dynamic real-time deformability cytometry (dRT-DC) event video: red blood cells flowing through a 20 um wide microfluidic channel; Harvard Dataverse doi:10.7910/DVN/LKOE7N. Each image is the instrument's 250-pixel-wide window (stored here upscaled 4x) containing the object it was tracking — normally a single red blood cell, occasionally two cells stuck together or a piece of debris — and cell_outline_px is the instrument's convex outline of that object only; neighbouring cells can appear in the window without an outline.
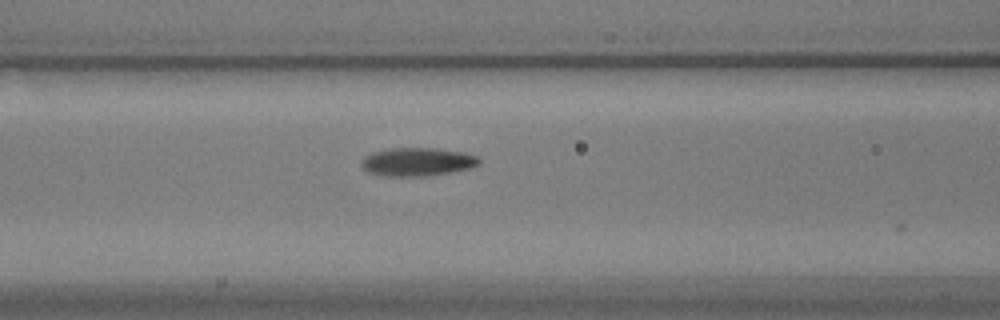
{"species": "common noctule bat (a hibernating species)", "species_latin": "Nyctalus noctula", "temperature_condition": "warm", "stored_images_in_passage": 8, "camera_frame_rate_fps": 3000, "um_per_image_px": 0.085, "animal": {"sex": "male", "body_mass_g": 17.9}, "frame": {"image": 1, "passage_image": 4, "time_ms": 1.0, "image_size_px": [1000, 320], "cell_outline_px": [[480, 164], [468, 168], [448, 172], [424, 176], [384, 176], [368, 172], [360, 164], [360, 160], [364, 156], [372, 152], [392, 148], [436, 148], [464, 152], [476, 156], [480, 160]], "centroid_in_image_um": [35.43, 13.75], "position_along_channel_um": 131.2, "area_um2": 19.36}}
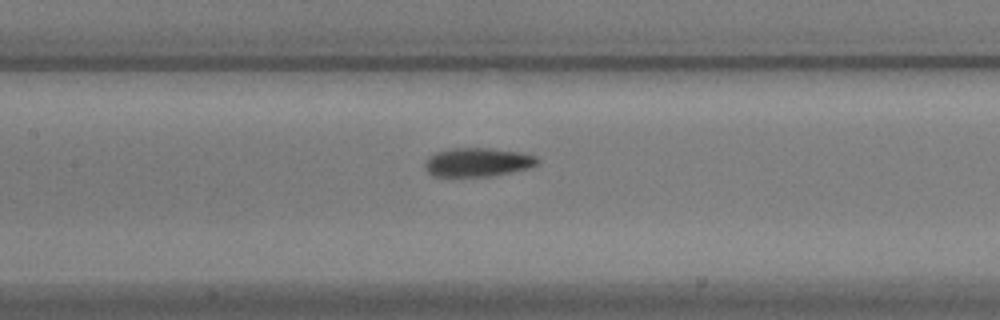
{"frame": {"image": 2, "passage_image": 7, "time_ms": 2.0, "image_size_px": [1000, 320], "cell_outline_px": [[540, 164], [528, 168], [512, 172], [488, 176], [432, 176], [424, 168], [424, 164], [428, 156], [436, 152], [452, 148], [492, 148], [520, 152], [536, 156], [540, 160]], "centroid_in_image_um": [40.61, 13.78], "position_along_channel_um": 166.8, "area_um2": 19.02}}